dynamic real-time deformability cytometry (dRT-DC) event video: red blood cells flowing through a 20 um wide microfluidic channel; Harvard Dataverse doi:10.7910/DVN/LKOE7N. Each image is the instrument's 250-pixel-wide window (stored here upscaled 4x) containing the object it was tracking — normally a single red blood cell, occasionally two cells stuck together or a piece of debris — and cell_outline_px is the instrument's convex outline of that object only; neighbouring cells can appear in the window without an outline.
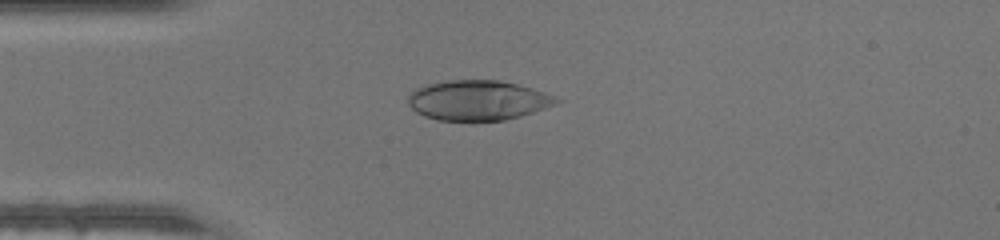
{"species": "human", "species_latin": "Homo sapiens", "temperature_condition": "warm", "stored_images_in_passage": 46, "camera_frame_rate_fps": 3000, "um_per_image_px": 0.085, "donor": {"sex": "male"}, "frame": {"image": 1, "passage_image": 12, "time_ms": 3.667, "image_size_px": [1000, 240], "cell_outline_px": [[564, 100], [556, 104], [520, 116], [504, 120], [472, 124], [436, 120], [424, 116], [416, 112], [408, 104], [408, 96], [416, 88], [428, 84], [448, 80], [496, 80], [516, 84], [532, 88], [556, 96]], "centroid_in_image_um": [40.61, 8.57], "position_along_channel_um": 44.4, "area_um2": 35.37}}
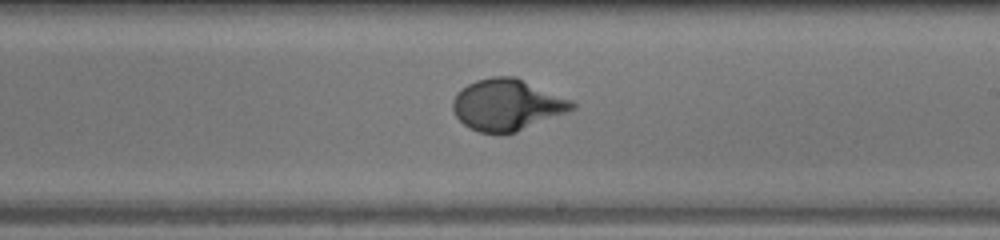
{"frame": {"image": 2, "passage_image": 27, "time_ms": 8.667, "image_size_px": [1000, 240], "cell_outline_px": [[576, 108], [516, 132], [480, 132], [464, 124], [456, 116], [452, 108], [452, 100], [456, 92], [468, 84], [476, 80], [492, 76], [516, 76], [572, 100], [576, 104]], "centroid_in_image_um": [43.09, 8.88], "position_along_channel_um": 245.9, "area_um2": 35.43}}
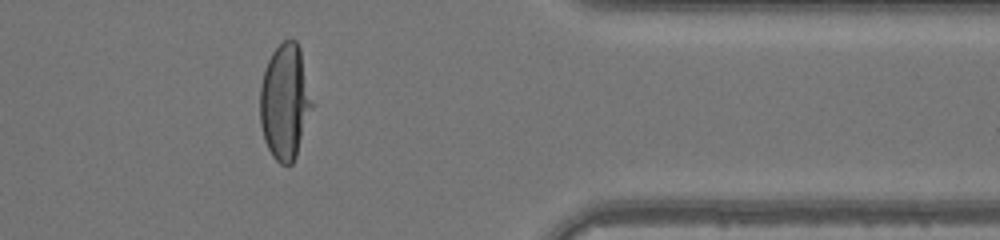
{"frame": {"image": 3, "passage_image": 38, "time_ms": 12.333, "image_size_px": [1000, 240], "cell_outline_px": [[316, 104], [296, 156], [292, 164], [280, 164], [272, 156], [264, 140], [260, 124], [260, 84], [268, 60], [272, 52], [284, 40], [296, 40], [300, 48]], "centroid_in_image_um": [24.27, 8.66], "position_along_channel_um": 387.1, "area_um2": 35.95}}